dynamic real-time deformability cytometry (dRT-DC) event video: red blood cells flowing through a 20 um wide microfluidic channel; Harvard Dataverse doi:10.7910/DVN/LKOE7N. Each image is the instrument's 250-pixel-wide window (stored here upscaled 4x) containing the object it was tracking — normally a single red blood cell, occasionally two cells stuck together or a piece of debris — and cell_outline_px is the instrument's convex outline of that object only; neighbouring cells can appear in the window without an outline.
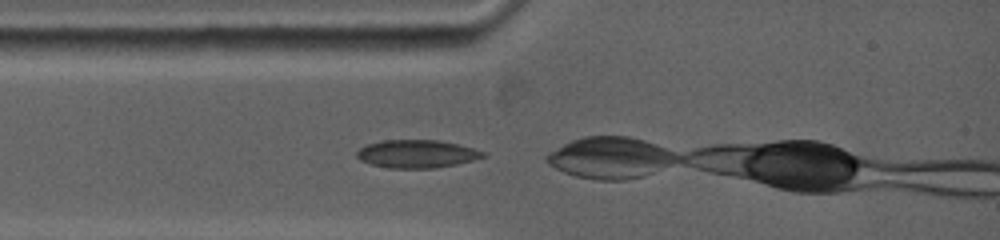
{"species": "common noctule bat (a hibernating species)", "species_latin": "Nyctalus noctula", "temperature_condition": "warm", "stored_images_in_passage": 40, "camera_frame_rate_fps": 5000, "um_per_image_px": 0.085, "animal": {"sex": "female", "body_mass_g": 19.0, "forearm_length_mm": 53.3}, "frame": {"image": 1, "passage_image": 1, "time_ms": 0.0, "image_size_px": [1000, 240], "cell_outline_px": [[488, 156], [456, 164], [436, 168], [392, 168], [372, 164], [360, 160], [356, 156], [356, 152], [360, 148], [368, 144], [384, 140], [436, 140], [456, 144], [472, 148], [484, 152]], "centroid_in_image_um": [35.42, 13.08], "position_along_channel_um": 49.6, "area_um2": 20.35}}